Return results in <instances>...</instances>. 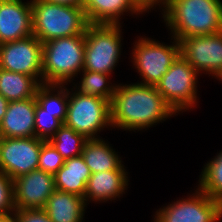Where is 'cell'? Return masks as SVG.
I'll return each mask as SVG.
<instances>
[{
    "label": "cell",
    "instance_id": "cell-1",
    "mask_svg": "<svg viewBox=\"0 0 222 222\" xmlns=\"http://www.w3.org/2000/svg\"><path fill=\"white\" fill-rule=\"evenodd\" d=\"M111 128L141 131L178 115L155 86L117 83L110 103Z\"/></svg>",
    "mask_w": 222,
    "mask_h": 222
},
{
    "label": "cell",
    "instance_id": "cell-2",
    "mask_svg": "<svg viewBox=\"0 0 222 222\" xmlns=\"http://www.w3.org/2000/svg\"><path fill=\"white\" fill-rule=\"evenodd\" d=\"M171 37L212 35L222 31L221 0H167L162 13Z\"/></svg>",
    "mask_w": 222,
    "mask_h": 222
},
{
    "label": "cell",
    "instance_id": "cell-3",
    "mask_svg": "<svg viewBox=\"0 0 222 222\" xmlns=\"http://www.w3.org/2000/svg\"><path fill=\"white\" fill-rule=\"evenodd\" d=\"M31 4L32 32L40 42L85 34L89 22L83 7L60 5L44 0H31Z\"/></svg>",
    "mask_w": 222,
    "mask_h": 222
},
{
    "label": "cell",
    "instance_id": "cell-4",
    "mask_svg": "<svg viewBox=\"0 0 222 222\" xmlns=\"http://www.w3.org/2000/svg\"><path fill=\"white\" fill-rule=\"evenodd\" d=\"M85 34L42 43L43 84L69 85L83 70ZM69 83V84H68Z\"/></svg>",
    "mask_w": 222,
    "mask_h": 222
},
{
    "label": "cell",
    "instance_id": "cell-5",
    "mask_svg": "<svg viewBox=\"0 0 222 222\" xmlns=\"http://www.w3.org/2000/svg\"><path fill=\"white\" fill-rule=\"evenodd\" d=\"M122 25L89 24L85 31L83 70L113 74L122 50Z\"/></svg>",
    "mask_w": 222,
    "mask_h": 222
},
{
    "label": "cell",
    "instance_id": "cell-6",
    "mask_svg": "<svg viewBox=\"0 0 222 222\" xmlns=\"http://www.w3.org/2000/svg\"><path fill=\"white\" fill-rule=\"evenodd\" d=\"M63 124L86 139L100 138L98 133L104 128H111L110 102L96 96L83 95L74 88L70 91L68 88V108Z\"/></svg>",
    "mask_w": 222,
    "mask_h": 222
},
{
    "label": "cell",
    "instance_id": "cell-7",
    "mask_svg": "<svg viewBox=\"0 0 222 222\" xmlns=\"http://www.w3.org/2000/svg\"><path fill=\"white\" fill-rule=\"evenodd\" d=\"M138 38L133 43L131 61L143 79L140 83L156 86L180 55V42L174 37H170L173 42L170 41L172 44L169 45L146 36Z\"/></svg>",
    "mask_w": 222,
    "mask_h": 222
},
{
    "label": "cell",
    "instance_id": "cell-8",
    "mask_svg": "<svg viewBox=\"0 0 222 222\" xmlns=\"http://www.w3.org/2000/svg\"><path fill=\"white\" fill-rule=\"evenodd\" d=\"M199 73L180 54L156 84L157 91L177 114L197 105Z\"/></svg>",
    "mask_w": 222,
    "mask_h": 222
},
{
    "label": "cell",
    "instance_id": "cell-9",
    "mask_svg": "<svg viewBox=\"0 0 222 222\" xmlns=\"http://www.w3.org/2000/svg\"><path fill=\"white\" fill-rule=\"evenodd\" d=\"M153 222H221L222 203L197 188L193 194L162 206Z\"/></svg>",
    "mask_w": 222,
    "mask_h": 222
},
{
    "label": "cell",
    "instance_id": "cell-10",
    "mask_svg": "<svg viewBox=\"0 0 222 222\" xmlns=\"http://www.w3.org/2000/svg\"><path fill=\"white\" fill-rule=\"evenodd\" d=\"M0 68L29 75L43 84L42 42L34 35L0 44Z\"/></svg>",
    "mask_w": 222,
    "mask_h": 222
},
{
    "label": "cell",
    "instance_id": "cell-11",
    "mask_svg": "<svg viewBox=\"0 0 222 222\" xmlns=\"http://www.w3.org/2000/svg\"><path fill=\"white\" fill-rule=\"evenodd\" d=\"M44 140L35 137H0V170L12 180L38 169Z\"/></svg>",
    "mask_w": 222,
    "mask_h": 222
},
{
    "label": "cell",
    "instance_id": "cell-12",
    "mask_svg": "<svg viewBox=\"0 0 222 222\" xmlns=\"http://www.w3.org/2000/svg\"><path fill=\"white\" fill-rule=\"evenodd\" d=\"M180 54L201 75L213 76L222 68V31L212 35L184 37Z\"/></svg>",
    "mask_w": 222,
    "mask_h": 222
},
{
    "label": "cell",
    "instance_id": "cell-13",
    "mask_svg": "<svg viewBox=\"0 0 222 222\" xmlns=\"http://www.w3.org/2000/svg\"><path fill=\"white\" fill-rule=\"evenodd\" d=\"M54 175L34 170L13 180L15 209H43L55 191Z\"/></svg>",
    "mask_w": 222,
    "mask_h": 222
},
{
    "label": "cell",
    "instance_id": "cell-14",
    "mask_svg": "<svg viewBox=\"0 0 222 222\" xmlns=\"http://www.w3.org/2000/svg\"><path fill=\"white\" fill-rule=\"evenodd\" d=\"M33 35L31 0H0V44Z\"/></svg>",
    "mask_w": 222,
    "mask_h": 222
},
{
    "label": "cell",
    "instance_id": "cell-15",
    "mask_svg": "<svg viewBox=\"0 0 222 222\" xmlns=\"http://www.w3.org/2000/svg\"><path fill=\"white\" fill-rule=\"evenodd\" d=\"M35 97L22 101H10L0 122V137H35Z\"/></svg>",
    "mask_w": 222,
    "mask_h": 222
},
{
    "label": "cell",
    "instance_id": "cell-16",
    "mask_svg": "<svg viewBox=\"0 0 222 222\" xmlns=\"http://www.w3.org/2000/svg\"><path fill=\"white\" fill-rule=\"evenodd\" d=\"M126 170L101 171L91 174L86 184L84 199L86 204L106 203L120 198L129 185Z\"/></svg>",
    "mask_w": 222,
    "mask_h": 222
},
{
    "label": "cell",
    "instance_id": "cell-17",
    "mask_svg": "<svg viewBox=\"0 0 222 222\" xmlns=\"http://www.w3.org/2000/svg\"><path fill=\"white\" fill-rule=\"evenodd\" d=\"M83 9L89 24L121 25L125 13L142 15L130 0H85Z\"/></svg>",
    "mask_w": 222,
    "mask_h": 222
},
{
    "label": "cell",
    "instance_id": "cell-18",
    "mask_svg": "<svg viewBox=\"0 0 222 222\" xmlns=\"http://www.w3.org/2000/svg\"><path fill=\"white\" fill-rule=\"evenodd\" d=\"M87 204L84 197L55 190L43 210L52 222H82Z\"/></svg>",
    "mask_w": 222,
    "mask_h": 222
},
{
    "label": "cell",
    "instance_id": "cell-19",
    "mask_svg": "<svg viewBox=\"0 0 222 222\" xmlns=\"http://www.w3.org/2000/svg\"><path fill=\"white\" fill-rule=\"evenodd\" d=\"M108 140L103 138L87 139L82 150V157L91 174L103 171L126 170L124 162Z\"/></svg>",
    "mask_w": 222,
    "mask_h": 222
},
{
    "label": "cell",
    "instance_id": "cell-20",
    "mask_svg": "<svg viewBox=\"0 0 222 222\" xmlns=\"http://www.w3.org/2000/svg\"><path fill=\"white\" fill-rule=\"evenodd\" d=\"M91 176L89 167L82 155L65 160L54 174L55 189L84 197L86 184Z\"/></svg>",
    "mask_w": 222,
    "mask_h": 222
},
{
    "label": "cell",
    "instance_id": "cell-21",
    "mask_svg": "<svg viewBox=\"0 0 222 222\" xmlns=\"http://www.w3.org/2000/svg\"><path fill=\"white\" fill-rule=\"evenodd\" d=\"M40 85L34 77L0 68V94L9 102L35 97Z\"/></svg>",
    "mask_w": 222,
    "mask_h": 222
},
{
    "label": "cell",
    "instance_id": "cell-22",
    "mask_svg": "<svg viewBox=\"0 0 222 222\" xmlns=\"http://www.w3.org/2000/svg\"><path fill=\"white\" fill-rule=\"evenodd\" d=\"M35 98L48 113L65 122L68 108V87L65 84H41Z\"/></svg>",
    "mask_w": 222,
    "mask_h": 222
},
{
    "label": "cell",
    "instance_id": "cell-23",
    "mask_svg": "<svg viewBox=\"0 0 222 222\" xmlns=\"http://www.w3.org/2000/svg\"><path fill=\"white\" fill-rule=\"evenodd\" d=\"M80 74L82 78H80L79 84L78 82H73L72 84L75 90L83 95H91L106 99L111 103L117 84H112L110 82V74L87 70H82Z\"/></svg>",
    "mask_w": 222,
    "mask_h": 222
},
{
    "label": "cell",
    "instance_id": "cell-24",
    "mask_svg": "<svg viewBox=\"0 0 222 222\" xmlns=\"http://www.w3.org/2000/svg\"><path fill=\"white\" fill-rule=\"evenodd\" d=\"M205 164L199 175L197 187L209 197L222 203V151Z\"/></svg>",
    "mask_w": 222,
    "mask_h": 222
},
{
    "label": "cell",
    "instance_id": "cell-25",
    "mask_svg": "<svg viewBox=\"0 0 222 222\" xmlns=\"http://www.w3.org/2000/svg\"><path fill=\"white\" fill-rule=\"evenodd\" d=\"M86 140L82 134L63 124L48 141L67 160L82 155Z\"/></svg>",
    "mask_w": 222,
    "mask_h": 222
},
{
    "label": "cell",
    "instance_id": "cell-26",
    "mask_svg": "<svg viewBox=\"0 0 222 222\" xmlns=\"http://www.w3.org/2000/svg\"><path fill=\"white\" fill-rule=\"evenodd\" d=\"M35 136L48 141L63 123L55 117V114L48 113L38 103L35 111Z\"/></svg>",
    "mask_w": 222,
    "mask_h": 222
},
{
    "label": "cell",
    "instance_id": "cell-27",
    "mask_svg": "<svg viewBox=\"0 0 222 222\" xmlns=\"http://www.w3.org/2000/svg\"><path fill=\"white\" fill-rule=\"evenodd\" d=\"M64 162L65 159L54 146L49 141L44 140L40 150L38 170L54 175L63 166Z\"/></svg>",
    "mask_w": 222,
    "mask_h": 222
},
{
    "label": "cell",
    "instance_id": "cell-28",
    "mask_svg": "<svg viewBox=\"0 0 222 222\" xmlns=\"http://www.w3.org/2000/svg\"><path fill=\"white\" fill-rule=\"evenodd\" d=\"M13 180L0 170V216H10L15 212Z\"/></svg>",
    "mask_w": 222,
    "mask_h": 222
},
{
    "label": "cell",
    "instance_id": "cell-29",
    "mask_svg": "<svg viewBox=\"0 0 222 222\" xmlns=\"http://www.w3.org/2000/svg\"><path fill=\"white\" fill-rule=\"evenodd\" d=\"M12 216L15 222H52L43 209H16Z\"/></svg>",
    "mask_w": 222,
    "mask_h": 222
},
{
    "label": "cell",
    "instance_id": "cell-30",
    "mask_svg": "<svg viewBox=\"0 0 222 222\" xmlns=\"http://www.w3.org/2000/svg\"><path fill=\"white\" fill-rule=\"evenodd\" d=\"M130 1L142 14L151 12V10L155 9L157 6H159V9L161 8L160 12L162 14L167 3V0H130Z\"/></svg>",
    "mask_w": 222,
    "mask_h": 222
},
{
    "label": "cell",
    "instance_id": "cell-31",
    "mask_svg": "<svg viewBox=\"0 0 222 222\" xmlns=\"http://www.w3.org/2000/svg\"><path fill=\"white\" fill-rule=\"evenodd\" d=\"M44 1L60 5L79 6V7H83L85 3V0H44Z\"/></svg>",
    "mask_w": 222,
    "mask_h": 222
},
{
    "label": "cell",
    "instance_id": "cell-32",
    "mask_svg": "<svg viewBox=\"0 0 222 222\" xmlns=\"http://www.w3.org/2000/svg\"><path fill=\"white\" fill-rule=\"evenodd\" d=\"M8 103H9V101L7 99H5L0 94V122L2 121L3 117L5 116Z\"/></svg>",
    "mask_w": 222,
    "mask_h": 222
},
{
    "label": "cell",
    "instance_id": "cell-33",
    "mask_svg": "<svg viewBox=\"0 0 222 222\" xmlns=\"http://www.w3.org/2000/svg\"><path fill=\"white\" fill-rule=\"evenodd\" d=\"M0 222H15L13 216H0Z\"/></svg>",
    "mask_w": 222,
    "mask_h": 222
}]
</instances>
